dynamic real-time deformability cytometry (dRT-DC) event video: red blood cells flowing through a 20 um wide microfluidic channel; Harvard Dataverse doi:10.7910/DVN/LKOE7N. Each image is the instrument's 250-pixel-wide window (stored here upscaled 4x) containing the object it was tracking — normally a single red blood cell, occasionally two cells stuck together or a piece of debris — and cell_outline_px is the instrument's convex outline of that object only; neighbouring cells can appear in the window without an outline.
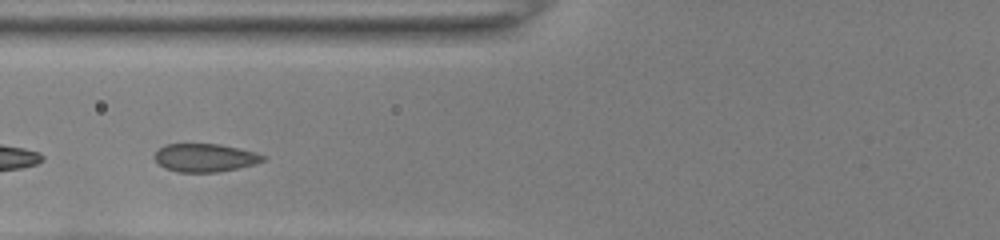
{"species": "common noctule bat (a hibernating species)", "species_latin": "Nyctalus noctula", "temperature_condition": "room temperature", "stored_images_in_passage": 38, "camera_frame_rate_fps": 3000, "um_per_image_px": 0.085, "animal": {"sex": "female", "body_mass_g": 22.0, "forearm_length_mm": 56.7}, "frame": {"image": 1, "passage_image": 9, "time_ms": 2.667, "image_size_px": [1000, 240], "cell_outline_px": [[268, 156], [264, 160], [256, 164], [240, 168], [220, 172], [176, 172], [164, 168], [152, 156], [164, 144], [220, 144], [240, 148], [256, 152]], "centroid_in_image_um": [17.46, 13.41], "position_along_channel_um": 108.3, "area_um2": 18.09}}
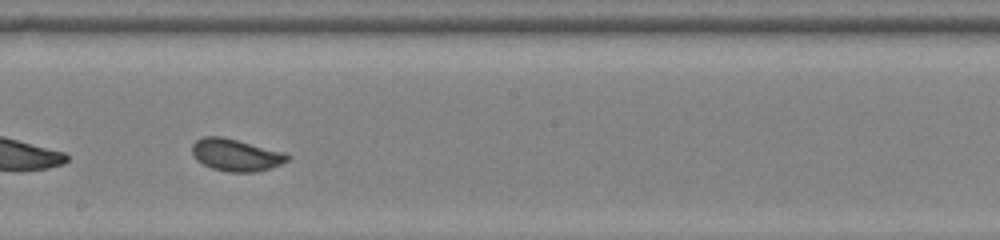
{"frame": {"image": 2, "passage_image": 18, "time_ms": 5.667, "image_size_px": [1000, 240], "cell_outline_px": [[292, 156], [288, 160], [280, 164], [256, 172], [228, 172], [212, 168], [196, 160], [192, 152], [192, 144], [196, 140], [204, 136], [220, 136], [284, 152]], "centroid_in_image_um": [20.03, 13.17], "position_along_channel_um": 228.2, "area_um2": 17.69}}
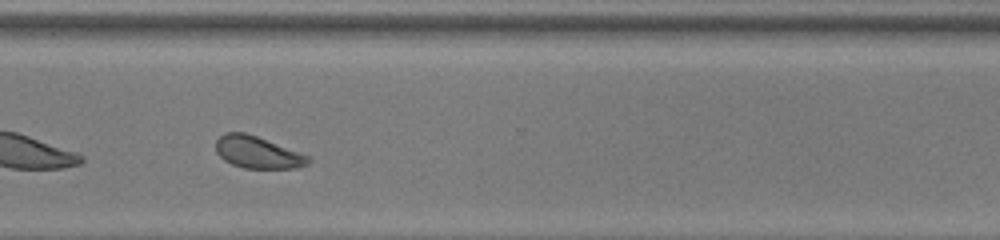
{"frame": {"image": 3, "passage_image": 27, "time_ms": 8.667, "image_size_px": [1000, 240], "cell_outline_px": [[312, 160], [308, 164], [296, 168], [244, 168], [232, 164], [224, 160], [216, 152], [216, 140], [220, 136], [228, 132], [244, 132], [256, 136], [312, 156]], "centroid_in_image_um": [21.93, 12.95], "position_along_channel_um": 348.7, "area_um2": 17.28}, "authors_computed_cell_mechanics": {"area_um2": 17.9469, "velocity_mm_per_s": 4.001, "shape_relaxation_time_tau1_ms": 1.4938, "shape_relaxation_time_tau2_ms": null, "deformation_change_tau1": 0.0699, "deformation_change_tau2": null}}